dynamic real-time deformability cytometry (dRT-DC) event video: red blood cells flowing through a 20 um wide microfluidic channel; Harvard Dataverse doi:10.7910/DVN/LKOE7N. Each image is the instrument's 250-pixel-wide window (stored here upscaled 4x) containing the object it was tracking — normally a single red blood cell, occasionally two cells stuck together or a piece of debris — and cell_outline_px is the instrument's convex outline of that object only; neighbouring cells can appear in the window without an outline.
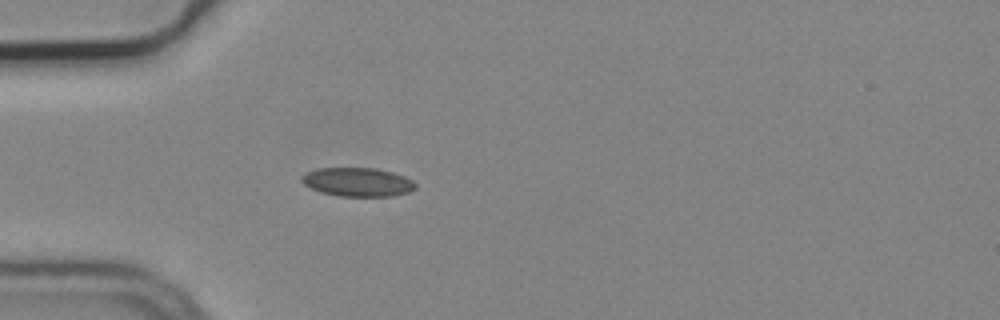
{"species": "common noctule bat (a hibernating species)", "species_latin": "Nyctalus noctula", "temperature_condition": "cold", "stored_images_in_passage": 4, "camera_frame_rate_fps": 3000, "um_per_image_px": 0.085, "animal": {"sex": "male", "body_mass_g": 19.2, "forearm_length_mm": 51.8}, "frame": {"image": 1, "passage_image": 4, "time_ms": 1.0, "image_size_px": [1000, 320], "cell_outline_px": [[416, 188], [412, 192], [396, 196], [340, 196], [320, 192], [304, 184], [300, 180], [300, 176], [316, 168], [376, 168], [392, 172], [404, 176], [412, 180], [416, 184]], "centroid_in_image_um": [30.43, 15.48], "position_along_channel_um": 54.6, "area_um2": 19.25}}